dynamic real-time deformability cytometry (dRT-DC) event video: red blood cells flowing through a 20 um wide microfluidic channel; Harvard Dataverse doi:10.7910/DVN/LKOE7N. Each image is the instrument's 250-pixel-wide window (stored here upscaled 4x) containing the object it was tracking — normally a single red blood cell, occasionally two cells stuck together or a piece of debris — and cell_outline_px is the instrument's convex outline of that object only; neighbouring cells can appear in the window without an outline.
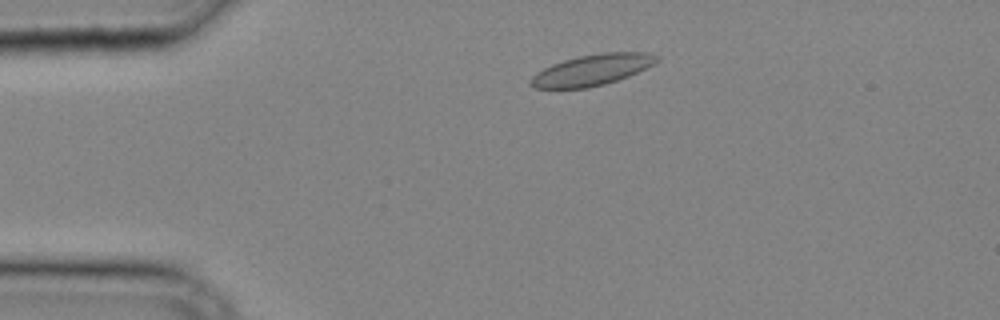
{"species": "common noctule bat (a hibernating species)", "species_latin": "Nyctalus noctula", "temperature_condition": "cold", "stored_images_in_passage": 29, "camera_frame_rate_fps": 3000, "um_per_image_px": 0.085, "animal": {"sex": "male", "body_mass_g": 20.4}, "frame": {"image": 1, "passage_image": 5, "time_ms": 1.333, "image_size_px": [1000, 320], "cell_outline_px": [[660, 60], [628, 76], [604, 84], [588, 88], [536, 88], [528, 84], [528, 80], [536, 72], [552, 64], [564, 60], [580, 56], [604, 52], [648, 52], [660, 56]], "centroid_in_image_um": [50.3, 5.94], "position_along_channel_um": 34.7, "area_um2": 22.66}}
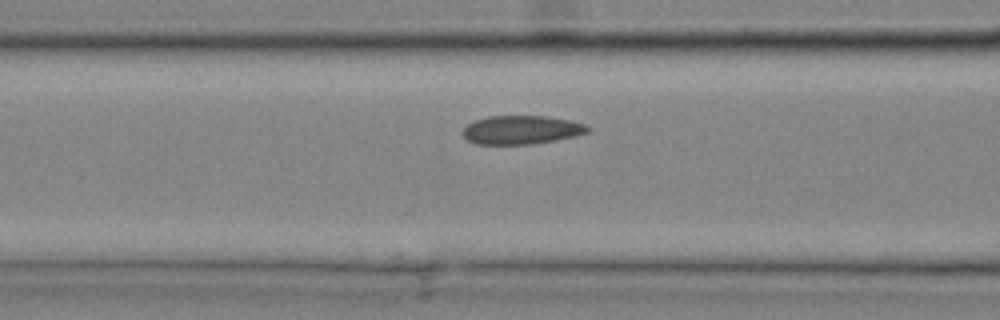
{"frame": {"image": 2, "passage_image": 12, "time_ms": 3.667, "image_size_px": [1000, 320], "cell_outline_px": [[592, 128], [588, 132], [576, 136], [556, 140], [532, 144], [476, 144], [468, 140], [460, 132], [468, 124], [476, 120], [488, 116], [544, 116], [568, 120], [584, 124]], "centroid_in_image_um": [44.32, 11.04], "position_along_channel_um": 122.3, "area_um2": 20.81}}
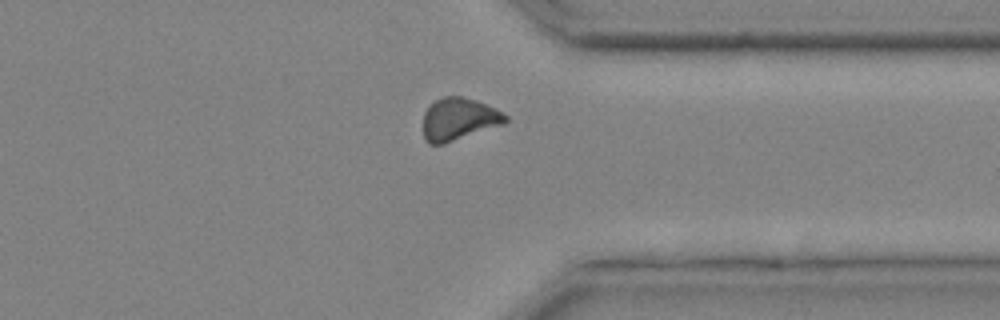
{"frame": {"image": 3, "passage_image": 26, "time_ms": 8.333, "image_size_px": [1000, 320], "cell_outline_px": [[508, 120], [504, 124], [444, 144], [428, 144], [424, 140], [424, 112], [436, 100], [444, 96], [460, 96], [476, 100], [504, 112], [508, 116]], "centroid_in_image_um": [39.02, 10.13], "position_along_channel_um": 372.4, "area_um2": 20.35}}